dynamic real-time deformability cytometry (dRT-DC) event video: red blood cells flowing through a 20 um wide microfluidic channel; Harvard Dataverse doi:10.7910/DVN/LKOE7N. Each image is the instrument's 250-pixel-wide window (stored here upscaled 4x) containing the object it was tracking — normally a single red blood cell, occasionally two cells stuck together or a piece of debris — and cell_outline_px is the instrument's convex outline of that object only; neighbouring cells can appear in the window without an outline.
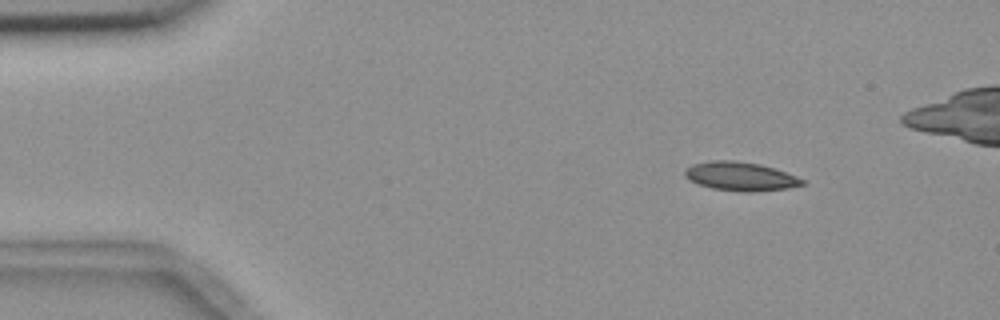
{"species": "common noctule bat (a hibernating species)", "species_latin": "Nyctalus noctula", "temperature_condition": "room temperature", "stored_images_in_passage": 3, "camera_frame_rate_fps": 3000, "um_per_image_px": 0.085, "animal": {"sex": "female", "body_mass_g": 18.4}, "frame": {"image": 1, "passage_image": 1, "time_ms": 0.0, "image_size_px": [1000, 320], "cell_outline_px": [[804, 184], [788, 188], [756, 192], [744, 192], [712, 188], [700, 184], [684, 176], [684, 172], [692, 164], [712, 160], [732, 160], [760, 164], [796, 176], [804, 180]], "centroid_in_image_um": [62.94, 14.99], "position_along_channel_um": 22.1, "area_um2": 19.42}}